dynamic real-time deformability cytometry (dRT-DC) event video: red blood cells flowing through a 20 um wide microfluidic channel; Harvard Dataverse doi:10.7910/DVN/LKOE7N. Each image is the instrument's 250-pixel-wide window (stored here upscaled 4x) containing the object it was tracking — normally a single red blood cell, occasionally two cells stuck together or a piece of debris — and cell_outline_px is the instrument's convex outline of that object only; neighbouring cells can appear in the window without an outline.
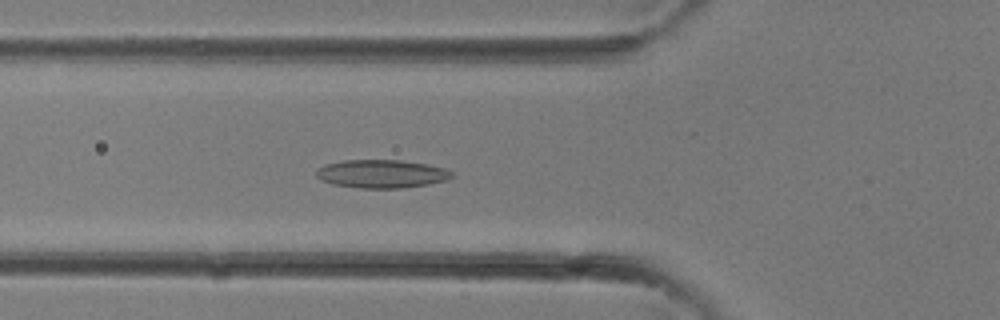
{"species": "common noctule bat (a hibernating species)", "species_latin": "Nyctalus noctula", "temperature_condition": "room temperature", "stored_images_in_passage": 32, "camera_frame_rate_fps": 3000, "um_per_image_px": 0.085, "animal": {"sex": "female"}, "frame": {"image": 1, "passage_image": 11, "time_ms": 3.333, "image_size_px": [1000, 320], "cell_outline_px": [[456, 176], [448, 180], [428, 184], [400, 188], [360, 188], [332, 184], [320, 180], [316, 176], [316, 172], [324, 164], [344, 160], [400, 160], [428, 164], [444, 168], [452, 172]], "centroid_in_image_um": [32.46, 14.77], "position_along_channel_um": 93.3, "area_um2": 22.43}}
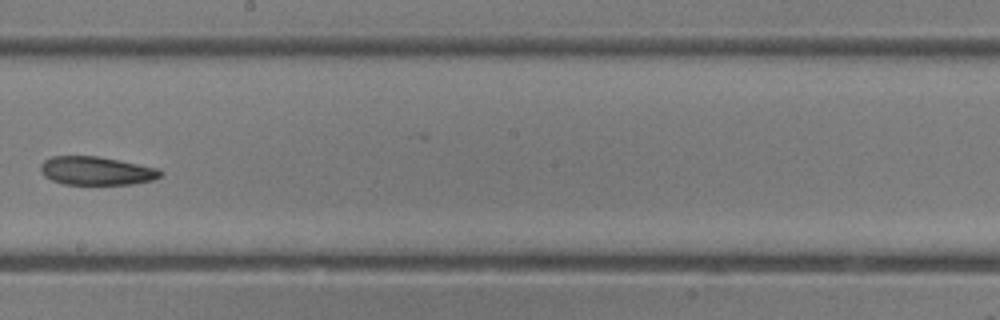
{"frame": {"image": 2, "passage_image": 18, "time_ms": 5.667, "image_size_px": [1000, 320], "cell_outline_px": [[164, 172], [160, 176], [152, 180], [132, 184], [64, 184], [52, 180], [44, 176], [40, 172], [40, 164], [44, 160], [52, 156], [100, 156], [160, 168]], "centroid_in_image_um": [8.2, 14.51], "position_along_channel_um": 240.0, "area_um2": 20.06}}
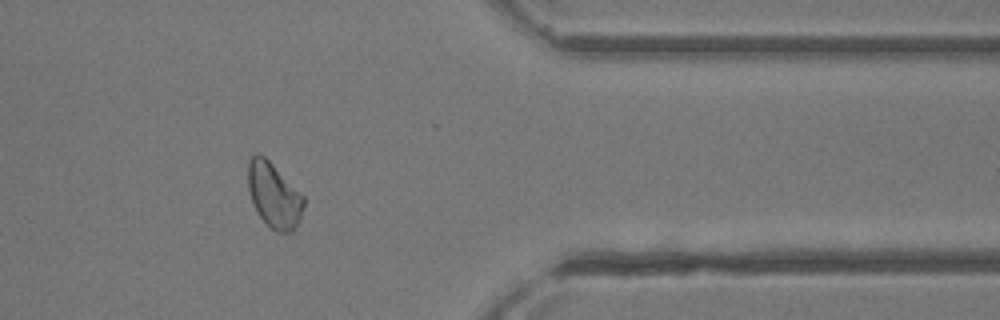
{"frame": {"image": 3, "passage_image": 26, "time_ms": 8.333, "image_size_px": [1000, 320], "cell_outline_px": [[304, 204], [300, 220], [292, 232], [276, 232], [256, 212], [248, 188], [248, 160], [256, 152], [264, 156], [304, 196]], "centroid_in_image_um": [23.28, 16.59], "position_along_channel_um": 388.1, "area_um2": 20.87}}